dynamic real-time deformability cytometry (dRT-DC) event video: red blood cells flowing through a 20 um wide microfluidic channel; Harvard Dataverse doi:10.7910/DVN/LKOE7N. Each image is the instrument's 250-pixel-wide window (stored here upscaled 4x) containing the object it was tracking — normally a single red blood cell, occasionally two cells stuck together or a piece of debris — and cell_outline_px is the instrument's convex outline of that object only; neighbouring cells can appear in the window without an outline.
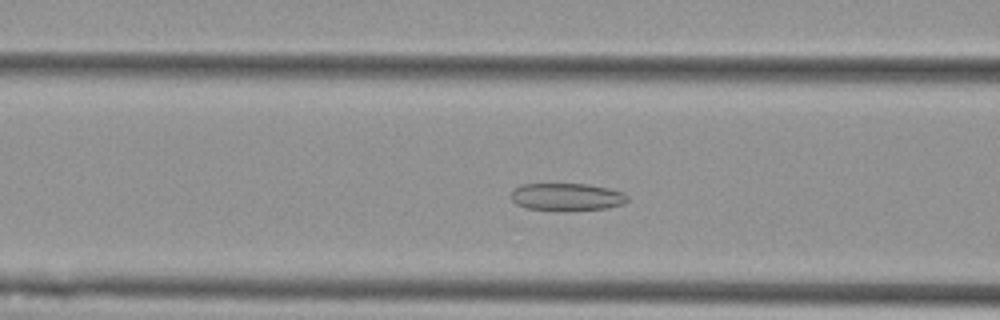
{"species": "Egyptian fruit bat (a non-hibernating species)", "species_latin": "Rousettus aegyptiacus", "temperature_condition": "cold", "stored_images_in_passage": 52, "camera_frame_rate_fps": 3000, "um_per_image_px": 0.085, "animal": {"sex": "female"}, "frame": {"image": 1, "passage_image": 18, "time_ms": 5.667, "image_size_px": [1000, 320], "cell_outline_px": [[628, 200], [624, 204], [608, 208], [528, 208], [516, 204], [512, 200], [512, 188], [520, 184], [588, 184], [608, 188], [624, 192], [628, 196]], "centroid_in_image_um": [48.19, 16.68], "position_along_channel_um": 118.4, "area_um2": 17.98}}
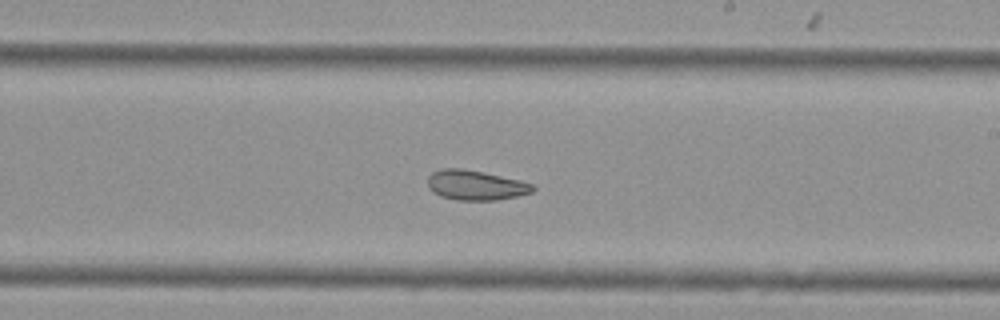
{"frame": {"image": 2, "passage_image": 29, "time_ms": 9.333, "image_size_px": [1000, 320], "cell_outline_px": [[536, 188], [532, 192], [516, 196], [496, 200], [456, 200], [440, 196], [432, 192], [428, 188], [428, 176], [432, 172], [440, 168], [460, 168], [484, 172], [520, 180], [532, 184]], "centroid_in_image_um": [40.39, 15.73], "position_along_channel_um": 248.6, "area_um2": 18.38}}
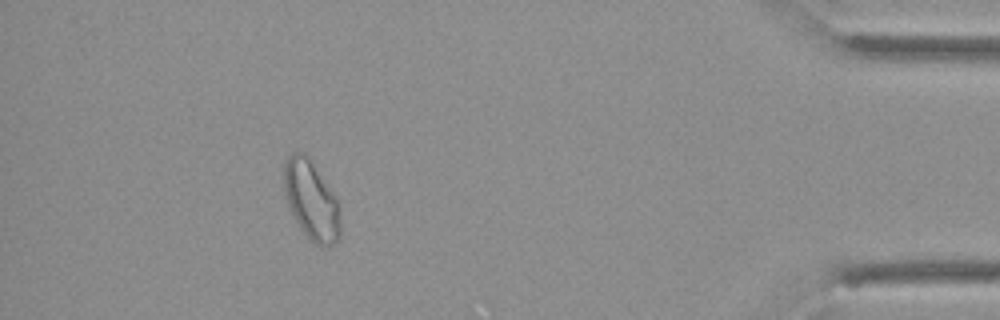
{"frame": {"image": 3, "passage_image": 47, "time_ms": 15.333, "image_size_px": [1000, 320], "cell_outline_px": [[340, 236], [328, 248], [316, 244], [300, 228], [288, 208], [284, 192], [284, 164], [288, 156], [292, 152], [304, 152], [312, 160], [340, 200]], "centroid_in_image_um": [26.48, 16.99], "position_along_channel_um": 408.7, "area_um2": 26.59}, "authors_computed_cell_mechanics": {"area_um2": 22.9177, "velocity_mm_per_s": 3.5615, "shape_relaxation_time_tau1_ms": null, "shape_relaxation_time_tau2_ms": 4.4943, "deformation_change_tau1": null, "deformation_change_tau2": 0.0952}}